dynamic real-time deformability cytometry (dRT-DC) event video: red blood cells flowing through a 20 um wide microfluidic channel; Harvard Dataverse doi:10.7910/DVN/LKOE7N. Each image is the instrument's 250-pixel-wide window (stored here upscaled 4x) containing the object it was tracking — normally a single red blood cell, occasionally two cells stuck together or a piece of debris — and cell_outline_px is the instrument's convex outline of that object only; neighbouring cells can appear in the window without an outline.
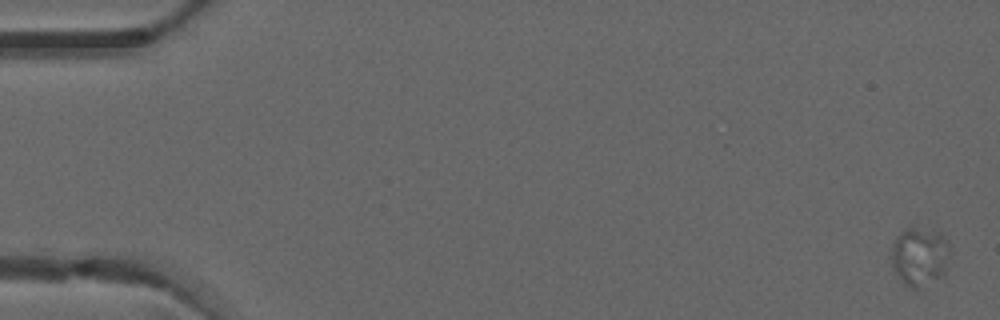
{"species": "common noctule bat (a hibernating species)", "species_latin": "Nyctalus noctula", "temperature_condition": "warm", "stored_images_in_passage": 6, "camera_frame_rate_fps": 3000, "um_per_image_px": 0.085, "animal": {"sex": "male", "forearm_length_mm": 52.5}, "frame": {"image": 1, "passage_image": 6, "time_ms": 1.667, "image_size_px": [1000, 320], "cell_outline_px": [[952, 256], [944, 272], [940, 276], [916, 292], [900, 280], [892, 268], [892, 244], [896, 236], [908, 224], [916, 224], [940, 232], [948, 240]], "centroid_in_image_um": [78.19, 21.74], "position_along_channel_um": 6.8, "area_um2": 21.15}}